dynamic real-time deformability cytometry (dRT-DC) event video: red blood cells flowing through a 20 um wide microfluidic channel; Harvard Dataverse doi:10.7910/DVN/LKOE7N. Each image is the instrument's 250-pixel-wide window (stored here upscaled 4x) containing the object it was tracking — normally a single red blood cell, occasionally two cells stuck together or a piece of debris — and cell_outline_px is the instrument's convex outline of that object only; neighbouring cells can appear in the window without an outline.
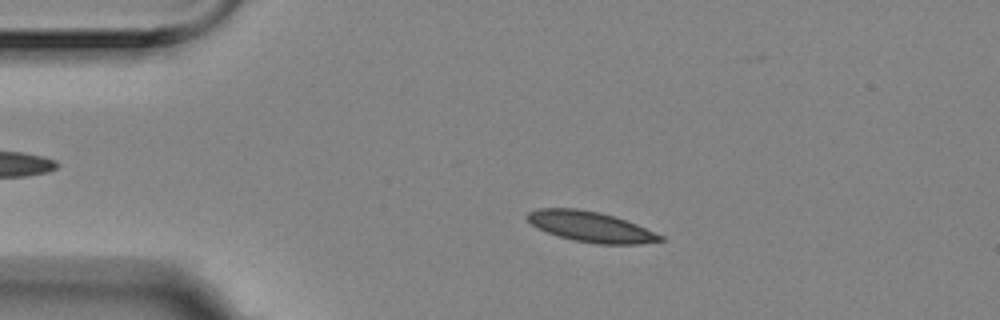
{"species": "Egyptian fruit bat (a non-hibernating species)", "species_latin": "Rousettus aegyptiacus", "temperature_condition": "room temperature", "stored_images_in_passage": 4, "camera_frame_rate_fps": 3000, "um_per_image_px": 0.085, "animal": {"sex": "female"}, "frame": {"image": 1, "passage_image": 3, "time_ms": 0.667, "image_size_px": [1000, 320], "cell_outline_px": [[664, 240], [640, 244], [596, 244], [576, 240], [560, 236], [548, 232], [532, 224], [524, 216], [528, 212], [540, 208], [576, 208], [600, 212], [636, 224], [664, 236]], "centroid_in_image_um": [50.22, 19.26], "position_along_channel_um": 34.8, "area_um2": 23.24}}